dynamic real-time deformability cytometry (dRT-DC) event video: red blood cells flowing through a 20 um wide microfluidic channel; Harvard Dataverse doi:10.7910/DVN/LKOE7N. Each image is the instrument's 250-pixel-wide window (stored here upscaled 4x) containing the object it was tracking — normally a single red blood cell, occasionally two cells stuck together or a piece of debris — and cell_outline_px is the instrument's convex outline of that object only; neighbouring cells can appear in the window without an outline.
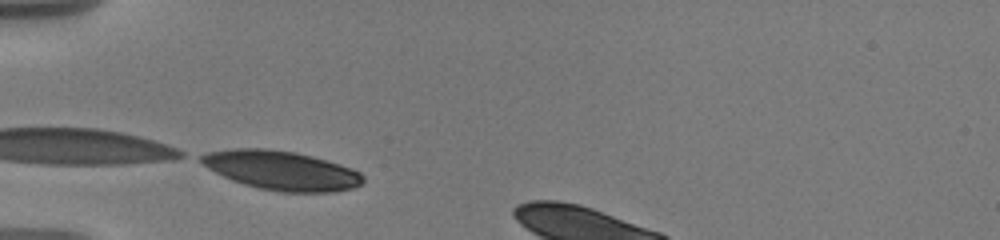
{"species": "human", "species_latin": "Homo sapiens", "temperature_condition": "warm", "stored_images_in_passage": 48, "camera_frame_rate_fps": 3000, "um_per_image_px": 0.085, "donor": {"sex": "male"}, "frame": {"image": 1, "passage_image": 1, "time_ms": 0.0, "image_size_px": [1000, 240], "cell_outline_px": [[364, 184], [352, 188], [332, 192], [280, 192], [260, 188], [244, 184], [232, 180], [208, 168], [200, 160], [200, 156], [208, 152], [232, 148], [268, 148], [296, 152], [312, 156], [352, 168], [360, 172], [364, 176]], "centroid_in_image_um": [23.96, 14.48], "position_along_channel_um": 61.0, "area_um2": 36.88}}
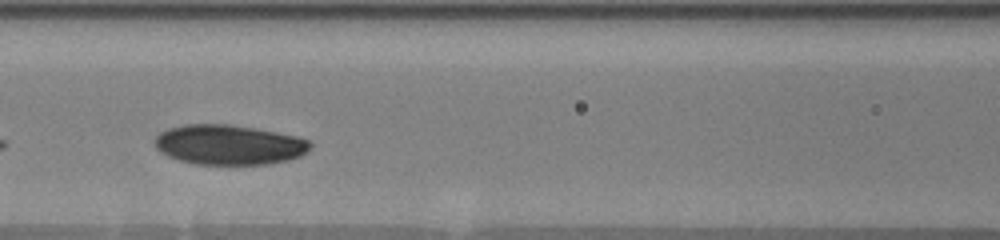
{"frame": {"image": 2, "passage_image": 12, "time_ms": 2.667, "image_size_px": [1000, 240], "cell_outline_px": [[312, 148], [308, 152], [300, 156], [288, 160], [268, 164], [196, 164], [180, 160], [168, 156], [160, 152], [156, 148], [156, 136], [160, 132], [168, 128], [184, 124], [232, 124], [256, 128], [296, 136], [308, 140], [312, 144]], "centroid_in_image_um": [19.48, 12.3], "position_along_channel_um": 147.1, "area_um2": 36.3}}
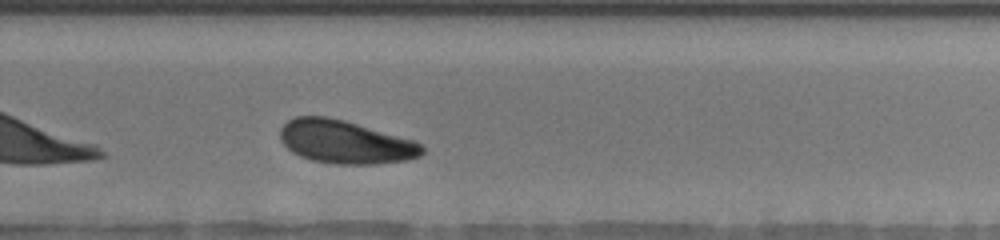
{"frame": {"image": 3, "passage_image": 31, "time_ms": 7.0, "image_size_px": [1000, 240], "cell_outline_px": [[424, 152], [420, 156], [404, 160], [372, 164], [336, 164], [312, 160], [300, 156], [292, 152], [280, 140], [280, 128], [288, 120], [296, 116], [328, 116], [344, 120], [416, 140], [424, 148]], "centroid_in_image_um": [29.34, 12.05], "position_along_channel_um": 300.5, "area_um2": 35.78}}